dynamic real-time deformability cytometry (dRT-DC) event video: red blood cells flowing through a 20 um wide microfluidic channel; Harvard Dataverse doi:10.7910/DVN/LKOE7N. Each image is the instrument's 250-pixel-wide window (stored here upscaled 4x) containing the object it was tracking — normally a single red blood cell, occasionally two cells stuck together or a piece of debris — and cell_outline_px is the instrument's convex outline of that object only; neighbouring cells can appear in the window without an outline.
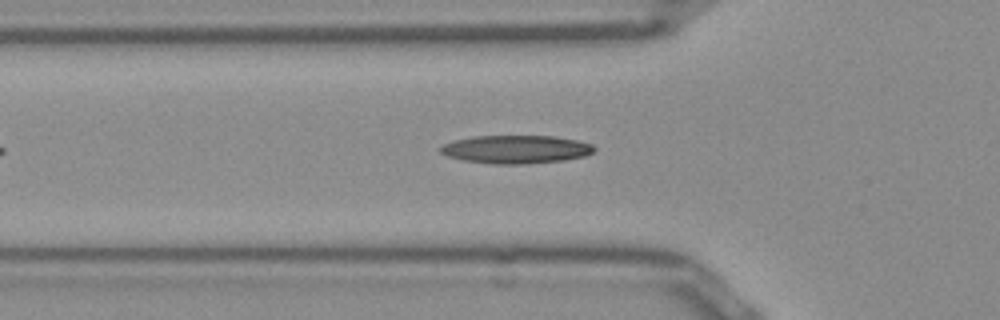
{"species": "Egyptian fruit bat (a non-hibernating species)", "species_latin": "Rousettus aegyptiacus", "temperature_condition": "room temperature", "stored_images_in_passage": 36, "camera_frame_rate_fps": 3000, "um_per_image_px": 0.085, "frame": {"image": 1, "passage_image": 9, "time_ms": 2.667, "image_size_px": [1000, 320], "cell_outline_px": [[596, 148], [592, 152], [584, 156], [564, 160], [520, 164], [496, 164], [464, 160], [448, 156], [440, 152], [440, 148], [444, 144], [456, 140], [472, 136], [556, 136], [576, 140], [592, 144]], "centroid_in_image_um": [43.87, 12.69], "position_along_channel_um": 81.9, "area_um2": 25.03}}
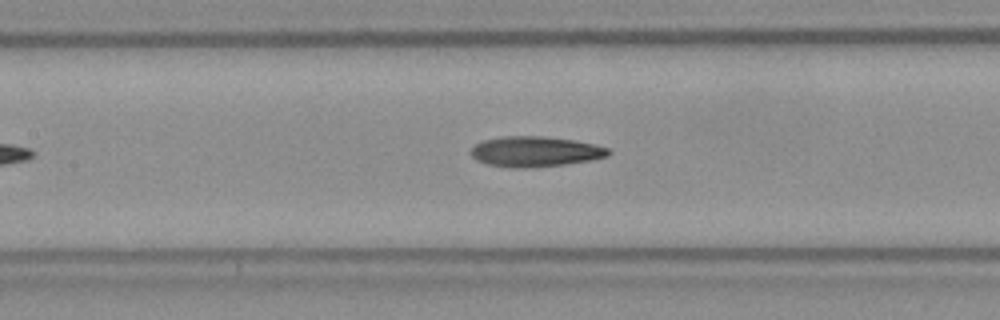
{"frame": {"image": 2, "passage_image": 15, "time_ms": 4.667, "image_size_px": [1000, 320], "cell_outline_px": [[612, 152], [608, 156], [592, 160], [564, 164], [520, 168], [512, 168], [488, 164], [476, 160], [472, 156], [472, 148], [476, 144], [484, 140], [504, 136], [540, 136], [576, 140], [608, 148]], "centroid_in_image_um": [45.51, 12.88], "position_along_channel_um": 161.9, "area_um2": 24.1}}
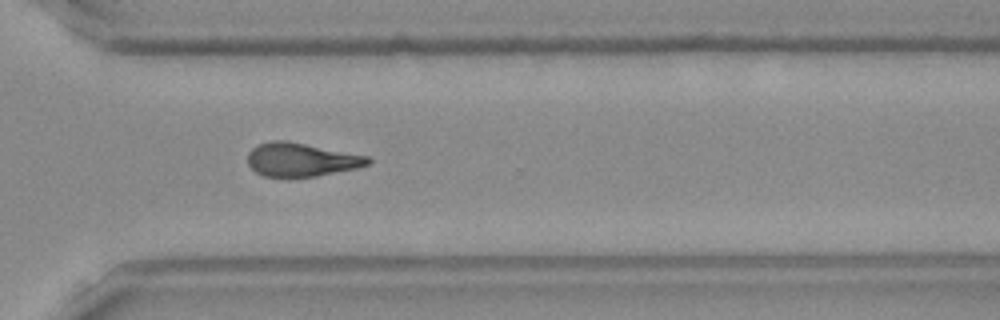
{"frame": {"image": 3, "passage_image": 29, "time_ms": 9.333, "image_size_px": [1000, 320], "cell_outline_px": [[372, 160], [368, 164], [356, 168], [316, 176], [264, 176], [256, 172], [248, 164], [248, 152], [252, 148], [260, 144], [272, 140], [284, 140], [368, 156]], "centroid_in_image_um": [25.59, 13.56], "position_along_channel_um": 345.0, "area_um2": 23.06}, "authors_computed_cell_mechanics": {"area_um2": 23.6402, "velocity_mm_per_s": 3.9298, "shape_relaxation_time_tau1_ms": null, "shape_relaxation_time_tau2_ms": 4.4188, "deformation_change_tau1": null, "deformation_change_tau2": 0.1469}}